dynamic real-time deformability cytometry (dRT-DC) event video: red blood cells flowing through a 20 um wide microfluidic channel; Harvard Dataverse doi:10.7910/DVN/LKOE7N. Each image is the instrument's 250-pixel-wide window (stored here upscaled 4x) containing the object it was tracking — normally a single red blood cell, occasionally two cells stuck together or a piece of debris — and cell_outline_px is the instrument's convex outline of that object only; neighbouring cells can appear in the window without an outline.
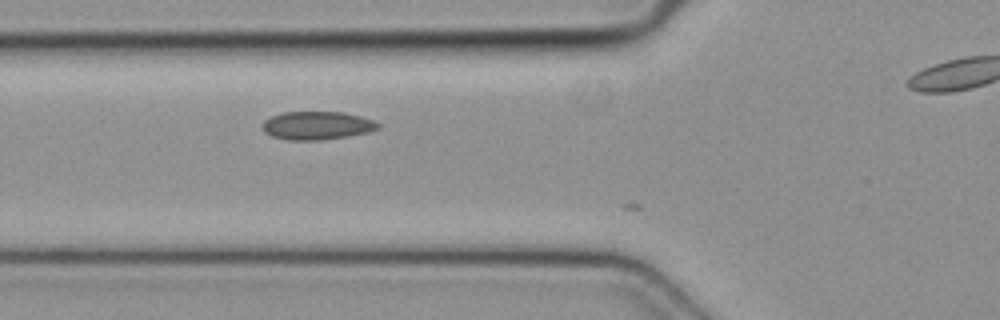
{"species": "common noctule bat (a hibernating species)", "species_latin": "Nyctalus noctula", "temperature_condition": "cold", "stored_images_in_passage": 10, "camera_frame_rate_fps": 3000, "um_per_image_px": 0.085, "animal": {"sex": "female", "body_mass_g": 19.3, "forearm_length_mm": 54.1}, "frame": {"image": 1, "passage_image": 8, "time_ms": 2.333, "image_size_px": [1000, 320], "cell_outline_px": [[380, 128], [368, 132], [348, 136], [324, 140], [288, 140], [272, 136], [264, 132], [260, 128], [264, 120], [272, 116], [284, 112], [340, 112], [360, 116], [372, 120], [380, 124]], "centroid_in_image_um": [26.92, 10.68], "position_along_channel_um": 98.9, "area_um2": 19.07}}